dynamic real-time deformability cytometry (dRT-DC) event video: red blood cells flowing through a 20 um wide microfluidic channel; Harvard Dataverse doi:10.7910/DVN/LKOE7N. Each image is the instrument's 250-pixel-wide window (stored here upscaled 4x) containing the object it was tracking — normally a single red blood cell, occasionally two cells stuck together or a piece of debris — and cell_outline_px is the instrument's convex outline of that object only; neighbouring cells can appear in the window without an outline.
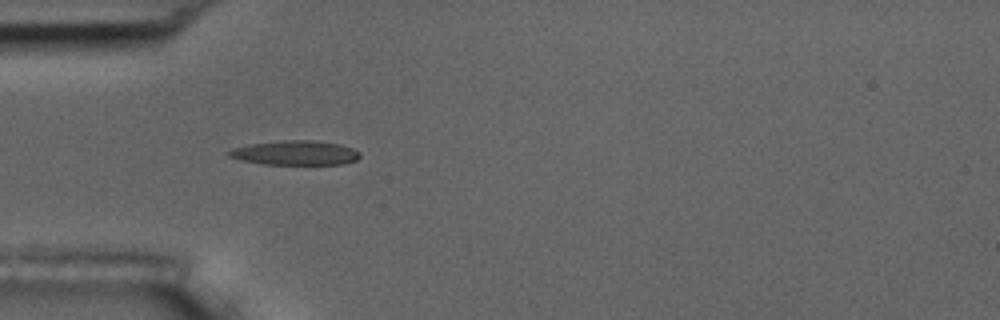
{"species": "common noctule bat (a hibernating species)", "species_latin": "Nyctalus noctula", "temperature_condition": "room temperature", "stored_images_in_passage": 2, "camera_frame_rate_fps": 3000, "um_per_image_px": 0.085, "animal": {"sex": "male", "body_mass_g": 17.5, "forearm_length_mm": 52.3}, "frame": {"image": 1, "passage_image": 1, "time_ms": 0.0, "image_size_px": [1000, 320], "cell_outline_px": [[360, 156], [356, 160], [340, 164], [264, 164], [240, 160], [228, 156], [224, 152], [232, 148], [248, 144], [280, 140], [316, 140], [340, 144], [352, 148], [360, 152]], "centroid_in_image_um": [25.04, 12.98], "position_along_channel_um": 60.0, "area_um2": 18.84}}